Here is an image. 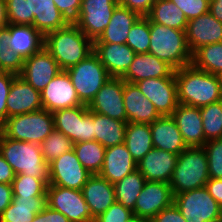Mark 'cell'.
I'll use <instances>...</instances> for the list:
<instances>
[{
    "label": "cell",
    "mask_w": 222,
    "mask_h": 222,
    "mask_svg": "<svg viewBox=\"0 0 222 222\" xmlns=\"http://www.w3.org/2000/svg\"><path fill=\"white\" fill-rule=\"evenodd\" d=\"M178 103L202 108L222 100L218 75L195 68L192 64L174 71Z\"/></svg>",
    "instance_id": "1"
},
{
    "label": "cell",
    "mask_w": 222,
    "mask_h": 222,
    "mask_svg": "<svg viewBox=\"0 0 222 222\" xmlns=\"http://www.w3.org/2000/svg\"><path fill=\"white\" fill-rule=\"evenodd\" d=\"M44 48L53 56L61 70H67L93 52V41L76 25H67L47 33Z\"/></svg>",
    "instance_id": "2"
},
{
    "label": "cell",
    "mask_w": 222,
    "mask_h": 222,
    "mask_svg": "<svg viewBox=\"0 0 222 222\" xmlns=\"http://www.w3.org/2000/svg\"><path fill=\"white\" fill-rule=\"evenodd\" d=\"M0 154L10 164L15 175H30L49 183L50 163L44 160L39 144L13 140L0 132Z\"/></svg>",
    "instance_id": "3"
},
{
    "label": "cell",
    "mask_w": 222,
    "mask_h": 222,
    "mask_svg": "<svg viewBox=\"0 0 222 222\" xmlns=\"http://www.w3.org/2000/svg\"><path fill=\"white\" fill-rule=\"evenodd\" d=\"M150 37L148 52L169 64L174 70L191 64L192 53L185 31L156 24L150 20Z\"/></svg>",
    "instance_id": "4"
},
{
    "label": "cell",
    "mask_w": 222,
    "mask_h": 222,
    "mask_svg": "<svg viewBox=\"0 0 222 222\" xmlns=\"http://www.w3.org/2000/svg\"><path fill=\"white\" fill-rule=\"evenodd\" d=\"M208 159L203 147H188L177 159L170 187L173 195L206 186Z\"/></svg>",
    "instance_id": "5"
},
{
    "label": "cell",
    "mask_w": 222,
    "mask_h": 222,
    "mask_svg": "<svg viewBox=\"0 0 222 222\" xmlns=\"http://www.w3.org/2000/svg\"><path fill=\"white\" fill-rule=\"evenodd\" d=\"M54 129L53 115L46 109L9 117L0 125L5 137L39 145Z\"/></svg>",
    "instance_id": "6"
},
{
    "label": "cell",
    "mask_w": 222,
    "mask_h": 222,
    "mask_svg": "<svg viewBox=\"0 0 222 222\" xmlns=\"http://www.w3.org/2000/svg\"><path fill=\"white\" fill-rule=\"evenodd\" d=\"M66 71L80 101L87 106L101 87L111 78L94 52Z\"/></svg>",
    "instance_id": "7"
},
{
    "label": "cell",
    "mask_w": 222,
    "mask_h": 222,
    "mask_svg": "<svg viewBox=\"0 0 222 222\" xmlns=\"http://www.w3.org/2000/svg\"><path fill=\"white\" fill-rule=\"evenodd\" d=\"M173 203L187 222H207L222 217V207L206 187L176 194Z\"/></svg>",
    "instance_id": "8"
},
{
    "label": "cell",
    "mask_w": 222,
    "mask_h": 222,
    "mask_svg": "<svg viewBox=\"0 0 222 222\" xmlns=\"http://www.w3.org/2000/svg\"><path fill=\"white\" fill-rule=\"evenodd\" d=\"M55 130L62 132L73 143L95 140L93 111L87 105L52 112Z\"/></svg>",
    "instance_id": "9"
},
{
    "label": "cell",
    "mask_w": 222,
    "mask_h": 222,
    "mask_svg": "<svg viewBox=\"0 0 222 222\" xmlns=\"http://www.w3.org/2000/svg\"><path fill=\"white\" fill-rule=\"evenodd\" d=\"M46 194L47 206L64 214L70 222H94L81 190L48 185Z\"/></svg>",
    "instance_id": "10"
},
{
    "label": "cell",
    "mask_w": 222,
    "mask_h": 222,
    "mask_svg": "<svg viewBox=\"0 0 222 222\" xmlns=\"http://www.w3.org/2000/svg\"><path fill=\"white\" fill-rule=\"evenodd\" d=\"M118 5V0H82L80 21L76 26L95 41L104 32Z\"/></svg>",
    "instance_id": "11"
},
{
    "label": "cell",
    "mask_w": 222,
    "mask_h": 222,
    "mask_svg": "<svg viewBox=\"0 0 222 222\" xmlns=\"http://www.w3.org/2000/svg\"><path fill=\"white\" fill-rule=\"evenodd\" d=\"M91 175L72 149L50 162L49 185L81 190Z\"/></svg>",
    "instance_id": "12"
},
{
    "label": "cell",
    "mask_w": 222,
    "mask_h": 222,
    "mask_svg": "<svg viewBox=\"0 0 222 222\" xmlns=\"http://www.w3.org/2000/svg\"><path fill=\"white\" fill-rule=\"evenodd\" d=\"M143 95L154 104L160 116H171L178 106L175 78H149L135 83Z\"/></svg>",
    "instance_id": "13"
},
{
    "label": "cell",
    "mask_w": 222,
    "mask_h": 222,
    "mask_svg": "<svg viewBox=\"0 0 222 222\" xmlns=\"http://www.w3.org/2000/svg\"><path fill=\"white\" fill-rule=\"evenodd\" d=\"M173 202L174 195L169 183L146 181L132 212L139 218L151 220L161 210L171 206Z\"/></svg>",
    "instance_id": "14"
},
{
    "label": "cell",
    "mask_w": 222,
    "mask_h": 222,
    "mask_svg": "<svg viewBox=\"0 0 222 222\" xmlns=\"http://www.w3.org/2000/svg\"><path fill=\"white\" fill-rule=\"evenodd\" d=\"M40 94L43 109L51 113L84 105L80 101L66 70H62L56 75Z\"/></svg>",
    "instance_id": "15"
},
{
    "label": "cell",
    "mask_w": 222,
    "mask_h": 222,
    "mask_svg": "<svg viewBox=\"0 0 222 222\" xmlns=\"http://www.w3.org/2000/svg\"><path fill=\"white\" fill-rule=\"evenodd\" d=\"M123 90L124 80L121 77H111L95 95L88 109L112 119L127 121Z\"/></svg>",
    "instance_id": "16"
},
{
    "label": "cell",
    "mask_w": 222,
    "mask_h": 222,
    "mask_svg": "<svg viewBox=\"0 0 222 222\" xmlns=\"http://www.w3.org/2000/svg\"><path fill=\"white\" fill-rule=\"evenodd\" d=\"M61 71L53 56L43 48L40 52L24 59L23 70L19 76L41 92Z\"/></svg>",
    "instance_id": "17"
},
{
    "label": "cell",
    "mask_w": 222,
    "mask_h": 222,
    "mask_svg": "<svg viewBox=\"0 0 222 222\" xmlns=\"http://www.w3.org/2000/svg\"><path fill=\"white\" fill-rule=\"evenodd\" d=\"M178 155L153 147L138 163L146 181L170 183Z\"/></svg>",
    "instance_id": "18"
},
{
    "label": "cell",
    "mask_w": 222,
    "mask_h": 222,
    "mask_svg": "<svg viewBox=\"0 0 222 222\" xmlns=\"http://www.w3.org/2000/svg\"><path fill=\"white\" fill-rule=\"evenodd\" d=\"M185 34L188 47L193 54L202 46L222 42V22L208 12L189 20Z\"/></svg>",
    "instance_id": "19"
},
{
    "label": "cell",
    "mask_w": 222,
    "mask_h": 222,
    "mask_svg": "<svg viewBox=\"0 0 222 222\" xmlns=\"http://www.w3.org/2000/svg\"><path fill=\"white\" fill-rule=\"evenodd\" d=\"M8 118L43 109L40 91L17 75L6 101Z\"/></svg>",
    "instance_id": "20"
},
{
    "label": "cell",
    "mask_w": 222,
    "mask_h": 222,
    "mask_svg": "<svg viewBox=\"0 0 222 222\" xmlns=\"http://www.w3.org/2000/svg\"><path fill=\"white\" fill-rule=\"evenodd\" d=\"M81 191L93 219L104 213L116 201L114 184L99 174L91 175Z\"/></svg>",
    "instance_id": "21"
},
{
    "label": "cell",
    "mask_w": 222,
    "mask_h": 222,
    "mask_svg": "<svg viewBox=\"0 0 222 222\" xmlns=\"http://www.w3.org/2000/svg\"><path fill=\"white\" fill-rule=\"evenodd\" d=\"M174 69L166 62L148 53L136 54L126 73L121 77L129 83L149 78H175Z\"/></svg>",
    "instance_id": "22"
},
{
    "label": "cell",
    "mask_w": 222,
    "mask_h": 222,
    "mask_svg": "<svg viewBox=\"0 0 222 222\" xmlns=\"http://www.w3.org/2000/svg\"><path fill=\"white\" fill-rule=\"evenodd\" d=\"M93 52L111 77H122L136 53L127 44L93 43Z\"/></svg>",
    "instance_id": "23"
},
{
    "label": "cell",
    "mask_w": 222,
    "mask_h": 222,
    "mask_svg": "<svg viewBox=\"0 0 222 222\" xmlns=\"http://www.w3.org/2000/svg\"><path fill=\"white\" fill-rule=\"evenodd\" d=\"M188 147H203L205 135L200 108L186 104H178L171 115Z\"/></svg>",
    "instance_id": "24"
},
{
    "label": "cell",
    "mask_w": 222,
    "mask_h": 222,
    "mask_svg": "<svg viewBox=\"0 0 222 222\" xmlns=\"http://www.w3.org/2000/svg\"><path fill=\"white\" fill-rule=\"evenodd\" d=\"M123 102L127 123H152L160 115L136 84L124 81Z\"/></svg>",
    "instance_id": "25"
},
{
    "label": "cell",
    "mask_w": 222,
    "mask_h": 222,
    "mask_svg": "<svg viewBox=\"0 0 222 222\" xmlns=\"http://www.w3.org/2000/svg\"><path fill=\"white\" fill-rule=\"evenodd\" d=\"M137 169L125 143L106 148L100 176L115 184Z\"/></svg>",
    "instance_id": "26"
},
{
    "label": "cell",
    "mask_w": 222,
    "mask_h": 222,
    "mask_svg": "<svg viewBox=\"0 0 222 222\" xmlns=\"http://www.w3.org/2000/svg\"><path fill=\"white\" fill-rule=\"evenodd\" d=\"M155 148L179 155L188 148L172 116H160L150 123Z\"/></svg>",
    "instance_id": "27"
},
{
    "label": "cell",
    "mask_w": 222,
    "mask_h": 222,
    "mask_svg": "<svg viewBox=\"0 0 222 222\" xmlns=\"http://www.w3.org/2000/svg\"><path fill=\"white\" fill-rule=\"evenodd\" d=\"M10 48L23 60L40 52L44 48L45 36L33 25L8 24Z\"/></svg>",
    "instance_id": "28"
},
{
    "label": "cell",
    "mask_w": 222,
    "mask_h": 222,
    "mask_svg": "<svg viewBox=\"0 0 222 222\" xmlns=\"http://www.w3.org/2000/svg\"><path fill=\"white\" fill-rule=\"evenodd\" d=\"M30 25H33L44 36L67 25L53 0H29Z\"/></svg>",
    "instance_id": "29"
},
{
    "label": "cell",
    "mask_w": 222,
    "mask_h": 222,
    "mask_svg": "<svg viewBox=\"0 0 222 222\" xmlns=\"http://www.w3.org/2000/svg\"><path fill=\"white\" fill-rule=\"evenodd\" d=\"M139 17L137 12L118 5L104 32L93 43L126 44L129 31Z\"/></svg>",
    "instance_id": "30"
},
{
    "label": "cell",
    "mask_w": 222,
    "mask_h": 222,
    "mask_svg": "<svg viewBox=\"0 0 222 222\" xmlns=\"http://www.w3.org/2000/svg\"><path fill=\"white\" fill-rule=\"evenodd\" d=\"M47 206V195L13 197L12 202L0 214L1 222H32L36 214Z\"/></svg>",
    "instance_id": "31"
},
{
    "label": "cell",
    "mask_w": 222,
    "mask_h": 222,
    "mask_svg": "<svg viewBox=\"0 0 222 222\" xmlns=\"http://www.w3.org/2000/svg\"><path fill=\"white\" fill-rule=\"evenodd\" d=\"M95 140L105 148L125 142L127 121L112 119L107 115L93 112Z\"/></svg>",
    "instance_id": "32"
},
{
    "label": "cell",
    "mask_w": 222,
    "mask_h": 222,
    "mask_svg": "<svg viewBox=\"0 0 222 222\" xmlns=\"http://www.w3.org/2000/svg\"><path fill=\"white\" fill-rule=\"evenodd\" d=\"M124 143L134 161L138 163L154 147L150 124L127 123Z\"/></svg>",
    "instance_id": "33"
},
{
    "label": "cell",
    "mask_w": 222,
    "mask_h": 222,
    "mask_svg": "<svg viewBox=\"0 0 222 222\" xmlns=\"http://www.w3.org/2000/svg\"><path fill=\"white\" fill-rule=\"evenodd\" d=\"M156 24L185 31L188 20L184 13L170 0H157L147 15Z\"/></svg>",
    "instance_id": "34"
},
{
    "label": "cell",
    "mask_w": 222,
    "mask_h": 222,
    "mask_svg": "<svg viewBox=\"0 0 222 222\" xmlns=\"http://www.w3.org/2000/svg\"><path fill=\"white\" fill-rule=\"evenodd\" d=\"M145 183L146 179L138 169L128 174L114 184L116 202L133 211Z\"/></svg>",
    "instance_id": "35"
},
{
    "label": "cell",
    "mask_w": 222,
    "mask_h": 222,
    "mask_svg": "<svg viewBox=\"0 0 222 222\" xmlns=\"http://www.w3.org/2000/svg\"><path fill=\"white\" fill-rule=\"evenodd\" d=\"M73 150L86 170L92 175L100 173L106 151L102 144L96 140L79 142L74 144Z\"/></svg>",
    "instance_id": "36"
},
{
    "label": "cell",
    "mask_w": 222,
    "mask_h": 222,
    "mask_svg": "<svg viewBox=\"0 0 222 222\" xmlns=\"http://www.w3.org/2000/svg\"><path fill=\"white\" fill-rule=\"evenodd\" d=\"M191 64L199 70L219 75L222 72V42L197 49L192 54Z\"/></svg>",
    "instance_id": "37"
},
{
    "label": "cell",
    "mask_w": 222,
    "mask_h": 222,
    "mask_svg": "<svg viewBox=\"0 0 222 222\" xmlns=\"http://www.w3.org/2000/svg\"><path fill=\"white\" fill-rule=\"evenodd\" d=\"M205 143L222 138V100L200 108Z\"/></svg>",
    "instance_id": "38"
},
{
    "label": "cell",
    "mask_w": 222,
    "mask_h": 222,
    "mask_svg": "<svg viewBox=\"0 0 222 222\" xmlns=\"http://www.w3.org/2000/svg\"><path fill=\"white\" fill-rule=\"evenodd\" d=\"M10 31L7 27L0 28V72H10L20 75L24 60L9 46Z\"/></svg>",
    "instance_id": "39"
},
{
    "label": "cell",
    "mask_w": 222,
    "mask_h": 222,
    "mask_svg": "<svg viewBox=\"0 0 222 222\" xmlns=\"http://www.w3.org/2000/svg\"><path fill=\"white\" fill-rule=\"evenodd\" d=\"M150 39V19L140 16L129 31L126 44L136 54L148 53Z\"/></svg>",
    "instance_id": "40"
},
{
    "label": "cell",
    "mask_w": 222,
    "mask_h": 222,
    "mask_svg": "<svg viewBox=\"0 0 222 222\" xmlns=\"http://www.w3.org/2000/svg\"><path fill=\"white\" fill-rule=\"evenodd\" d=\"M49 183L30 175L17 174L12 182L13 197H31L47 195Z\"/></svg>",
    "instance_id": "41"
},
{
    "label": "cell",
    "mask_w": 222,
    "mask_h": 222,
    "mask_svg": "<svg viewBox=\"0 0 222 222\" xmlns=\"http://www.w3.org/2000/svg\"><path fill=\"white\" fill-rule=\"evenodd\" d=\"M40 146L44 160L50 163L63 153L72 150L74 143L62 132L54 129Z\"/></svg>",
    "instance_id": "42"
},
{
    "label": "cell",
    "mask_w": 222,
    "mask_h": 222,
    "mask_svg": "<svg viewBox=\"0 0 222 222\" xmlns=\"http://www.w3.org/2000/svg\"><path fill=\"white\" fill-rule=\"evenodd\" d=\"M203 148L208 159L209 178H222V138L207 141Z\"/></svg>",
    "instance_id": "43"
},
{
    "label": "cell",
    "mask_w": 222,
    "mask_h": 222,
    "mask_svg": "<svg viewBox=\"0 0 222 222\" xmlns=\"http://www.w3.org/2000/svg\"><path fill=\"white\" fill-rule=\"evenodd\" d=\"M9 24L30 25L29 0H5Z\"/></svg>",
    "instance_id": "44"
},
{
    "label": "cell",
    "mask_w": 222,
    "mask_h": 222,
    "mask_svg": "<svg viewBox=\"0 0 222 222\" xmlns=\"http://www.w3.org/2000/svg\"><path fill=\"white\" fill-rule=\"evenodd\" d=\"M175 4L185 15L187 20H192L200 15L209 12L210 0H170Z\"/></svg>",
    "instance_id": "45"
},
{
    "label": "cell",
    "mask_w": 222,
    "mask_h": 222,
    "mask_svg": "<svg viewBox=\"0 0 222 222\" xmlns=\"http://www.w3.org/2000/svg\"><path fill=\"white\" fill-rule=\"evenodd\" d=\"M62 14L66 25H77L80 21V7L82 0H53Z\"/></svg>",
    "instance_id": "46"
},
{
    "label": "cell",
    "mask_w": 222,
    "mask_h": 222,
    "mask_svg": "<svg viewBox=\"0 0 222 222\" xmlns=\"http://www.w3.org/2000/svg\"><path fill=\"white\" fill-rule=\"evenodd\" d=\"M132 215L130 209L115 201L104 213L96 217L94 222H124Z\"/></svg>",
    "instance_id": "47"
},
{
    "label": "cell",
    "mask_w": 222,
    "mask_h": 222,
    "mask_svg": "<svg viewBox=\"0 0 222 222\" xmlns=\"http://www.w3.org/2000/svg\"><path fill=\"white\" fill-rule=\"evenodd\" d=\"M16 76L10 72H0V125L8 118L6 101L13 79Z\"/></svg>",
    "instance_id": "48"
},
{
    "label": "cell",
    "mask_w": 222,
    "mask_h": 222,
    "mask_svg": "<svg viewBox=\"0 0 222 222\" xmlns=\"http://www.w3.org/2000/svg\"><path fill=\"white\" fill-rule=\"evenodd\" d=\"M149 222H187L179 209L173 203L171 206L161 210Z\"/></svg>",
    "instance_id": "49"
},
{
    "label": "cell",
    "mask_w": 222,
    "mask_h": 222,
    "mask_svg": "<svg viewBox=\"0 0 222 222\" xmlns=\"http://www.w3.org/2000/svg\"><path fill=\"white\" fill-rule=\"evenodd\" d=\"M157 0H118L119 5L126 7L140 16H147Z\"/></svg>",
    "instance_id": "50"
},
{
    "label": "cell",
    "mask_w": 222,
    "mask_h": 222,
    "mask_svg": "<svg viewBox=\"0 0 222 222\" xmlns=\"http://www.w3.org/2000/svg\"><path fill=\"white\" fill-rule=\"evenodd\" d=\"M32 222H70V221L64 214L46 206L41 212L36 214Z\"/></svg>",
    "instance_id": "51"
},
{
    "label": "cell",
    "mask_w": 222,
    "mask_h": 222,
    "mask_svg": "<svg viewBox=\"0 0 222 222\" xmlns=\"http://www.w3.org/2000/svg\"><path fill=\"white\" fill-rule=\"evenodd\" d=\"M205 187L208 189L209 194L222 207V178H209V180L206 182Z\"/></svg>",
    "instance_id": "52"
},
{
    "label": "cell",
    "mask_w": 222,
    "mask_h": 222,
    "mask_svg": "<svg viewBox=\"0 0 222 222\" xmlns=\"http://www.w3.org/2000/svg\"><path fill=\"white\" fill-rule=\"evenodd\" d=\"M15 173L10 164L0 154V183L12 184Z\"/></svg>",
    "instance_id": "53"
},
{
    "label": "cell",
    "mask_w": 222,
    "mask_h": 222,
    "mask_svg": "<svg viewBox=\"0 0 222 222\" xmlns=\"http://www.w3.org/2000/svg\"><path fill=\"white\" fill-rule=\"evenodd\" d=\"M12 199V184L0 183V214L11 204Z\"/></svg>",
    "instance_id": "54"
},
{
    "label": "cell",
    "mask_w": 222,
    "mask_h": 222,
    "mask_svg": "<svg viewBox=\"0 0 222 222\" xmlns=\"http://www.w3.org/2000/svg\"><path fill=\"white\" fill-rule=\"evenodd\" d=\"M209 13L219 22H222V0H210Z\"/></svg>",
    "instance_id": "55"
},
{
    "label": "cell",
    "mask_w": 222,
    "mask_h": 222,
    "mask_svg": "<svg viewBox=\"0 0 222 222\" xmlns=\"http://www.w3.org/2000/svg\"><path fill=\"white\" fill-rule=\"evenodd\" d=\"M8 24L6 2L5 0H0V28L6 27Z\"/></svg>",
    "instance_id": "56"
},
{
    "label": "cell",
    "mask_w": 222,
    "mask_h": 222,
    "mask_svg": "<svg viewBox=\"0 0 222 222\" xmlns=\"http://www.w3.org/2000/svg\"><path fill=\"white\" fill-rule=\"evenodd\" d=\"M124 222H149V220L139 218L133 214L128 220H126Z\"/></svg>",
    "instance_id": "57"
},
{
    "label": "cell",
    "mask_w": 222,
    "mask_h": 222,
    "mask_svg": "<svg viewBox=\"0 0 222 222\" xmlns=\"http://www.w3.org/2000/svg\"><path fill=\"white\" fill-rule=\"evenodd\" d=\"M207 222H222V217Z\"/></svg>",
    "instance_id": "58"
},
{
    "label": "cell",
    "mask_w": 222,
    "mask_h": 222,
    "mask_svg": "<svg viewBox=\"0 0 222 222\" xmlns=\"http://www.w3.org/2000/svg\"><path fill=\"white\" fill-rule=\"evenodd\" d=\"M218 77H219V80H220L221 85H222V72L218 75Z\"/></svg>",
    "instance_id": "59"
}]
</instances>
